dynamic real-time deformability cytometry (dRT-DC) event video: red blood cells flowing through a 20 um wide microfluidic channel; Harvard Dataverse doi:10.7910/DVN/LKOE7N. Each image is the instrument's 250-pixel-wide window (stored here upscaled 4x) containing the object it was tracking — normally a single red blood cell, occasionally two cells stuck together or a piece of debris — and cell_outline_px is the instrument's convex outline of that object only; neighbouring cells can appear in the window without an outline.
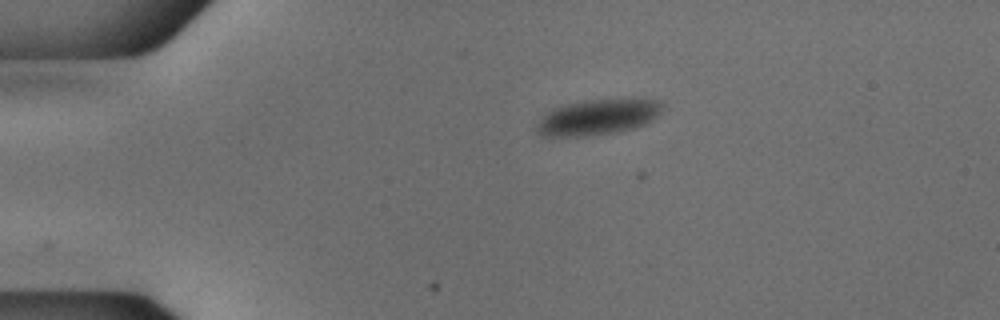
{"species": "common noctule bat (a hibernating species)", "species_latin": "Nyctalus noctula", "temperature_condition": "cold", "stored_images_in_passage": 44, "camera_frame_rate_fps": 3000, "um_per_image_px": 0.085, "animal": {"sex": "male", "body_mass_g": 18.8}, "frame": {"image": 1, "passage_image": 1, "time_ms": 0.0, "image_size_px": [1000, 320], "cell_outline_px": [[664, 104], [660, 112], [652, 120], [636, 128], [616, 132], [584, 136], [544, 136], [536, 132], [532, 128], [552, 108], [568, 104], [588, 100], [660, 100]], "centroid_in_image_um": [50.78, 9.98], "position_along_channel_um": 34.2, "area_um2": 25.72}}
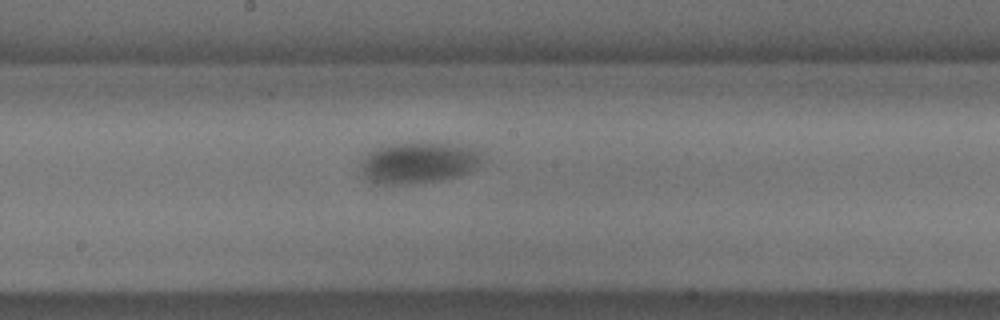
{"frame": {"image": 2, "passage_image": 19, "time_ms": 6.0, "image_size_px": [1000, 320], "cell_outline_px": [[484, 164], [460, 176], [440, 180], [412, 184], [376, 184], [364, 180], [360, 168], [360, 160], [368, 152], [376, 148], [388, 144], [448, 144], [472, 148], [484, 152]], "centroid_in_image_um": [35.56, 13.86], "position_along_channel_um": 212.6, "area_um2": 29.59}}
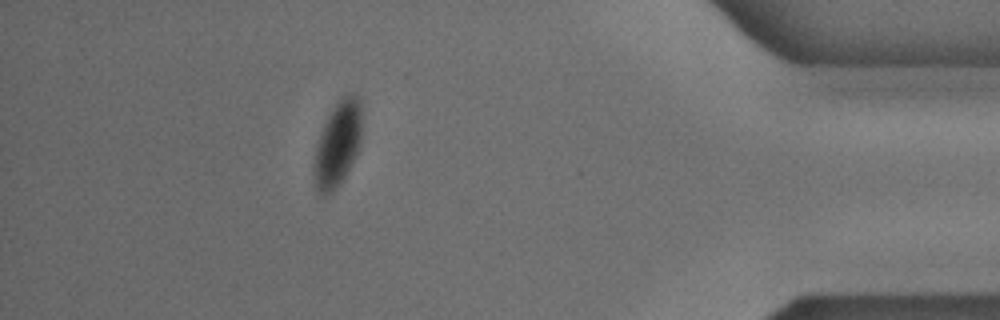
{"frame": {"image": 3, "passage_image": 38, "time_ms": 12.333, "image_size_px": [1000, 320], "cell_outline_px": [[360, 144], [340, 184], [332, 192], [324, 196], [320, 196], [316, 192], [312, 172], [312, 168], [316, 144], [324, 124], [332, 108], [348, 92], [356, 92], [360, 100]], "centroid_in_image_um": [28.65, 12.27], "position_along_channel_um": 406.6, "area_um2": 23.7}, "authors_computed_cell_mechanics": {"area_um2": 28.9578, "velocity_mm_per_s": 3.7475, "shape_relaxation_time_tau1_ms": 10.0844, "shape_relaxation_time_tau2_ms": null, "deformation_change_tau1": 0.1632, "deformation_change_tau2": null}}